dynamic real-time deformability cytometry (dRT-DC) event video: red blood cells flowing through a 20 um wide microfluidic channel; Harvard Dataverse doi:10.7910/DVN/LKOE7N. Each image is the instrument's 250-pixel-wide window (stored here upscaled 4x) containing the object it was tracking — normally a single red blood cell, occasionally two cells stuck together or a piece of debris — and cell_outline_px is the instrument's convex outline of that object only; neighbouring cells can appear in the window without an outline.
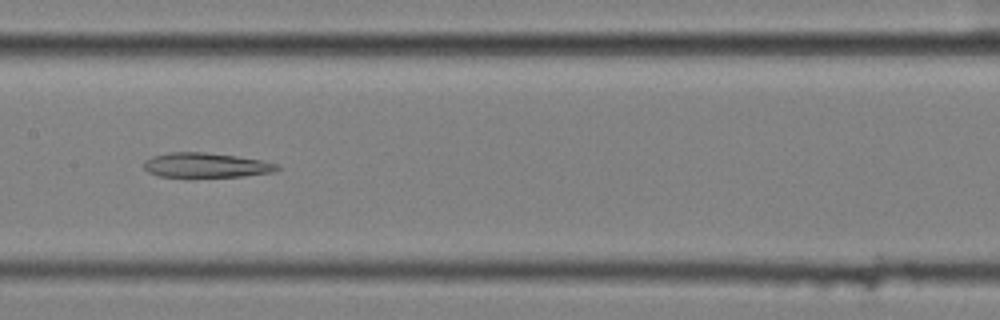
{"species": "common noctule bat (a hibernating species)", "species_latin": "Nyctalus noctula", "temperature_condition": "cold", "stored_images_in_passage": 10, "camera_frame_rate_fps": 3000, "um_per_image_px": 0.085, "animal": {"sex": "female", "body_mass_g": 25.1}, "frame": {"image": 1, "passage_image": 7, "time_ms": 2.0, "image_size_px": [1000, 320], "cell_outline_px": [[280, 168], [272, 172], [244, 176], [192, 180], [188, 180], [160, 176], [148, 172], [144, 168], [144, 160], [152, 156], [172, 152], [204, 152], [236, 156], [260, 160], [276, 164]], "centroid_in_image_um": [17.43, 14.1], "position_along_channel_um": 190.0, "area_um2": 20.06}}
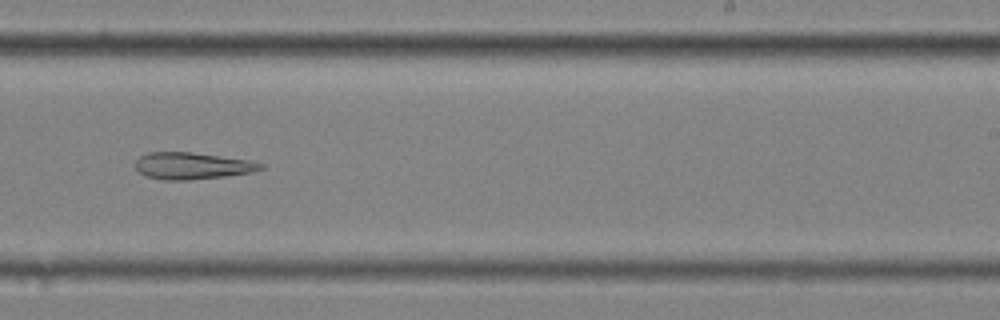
{"frame": {"image": 2, "passage_image": 9, "time_ms": 2.667, "image_size_px": [1000, 320], "cell_outline_px": [[264, 168], [252, 172], [224, 176], [188, 180], [164, 180], [144, 176], [132, 164], [140, 156], [148, 152], [192, 152], [248, 160], [264, 164]], "centroid_in_image_um": [16.28, 14.09], "position_along_channel_um": 272.7, "area_um2": 19.59}}